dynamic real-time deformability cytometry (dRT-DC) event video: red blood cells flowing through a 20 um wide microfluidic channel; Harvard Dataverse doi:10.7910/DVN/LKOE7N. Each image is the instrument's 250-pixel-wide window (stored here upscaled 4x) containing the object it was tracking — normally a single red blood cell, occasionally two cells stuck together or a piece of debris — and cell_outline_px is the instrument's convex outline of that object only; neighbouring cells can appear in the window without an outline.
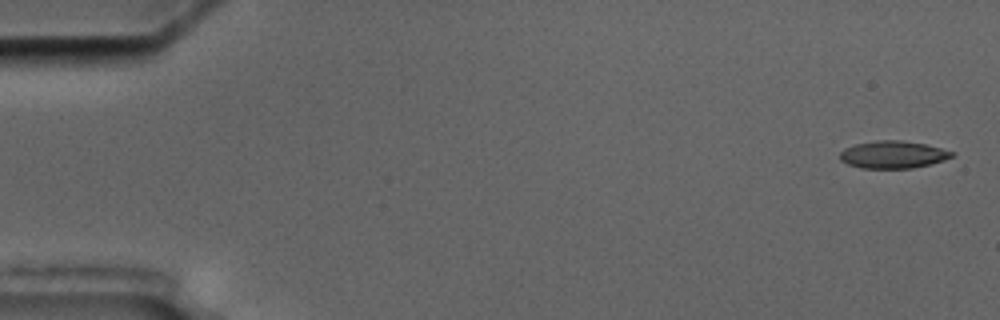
{"species": "common noctule bat (a hibernating species)", "species_latin": "Nyctalus noctula", "temperature_condition": "cold", "stored_images_in_passage": 5, "camera_frame_rate_fps": 3000, "um_per_image_px": 0.085, "animal": {"sex": "male", "body_mass_g": 17.5, "forearm_length_mm": 52.3}, "frame": {"image": 1, "passage_image": 1, "time_ms": 0.0, "image_size_px": [1000, 320], "cell_outline_px": [[956, 152], [952, 156], [944, 160], [912, 168], [860, 168], [848, 164], [840, 160], [840, 152], [844, 148], [856, 144], [876, 140], [900, 140], [924, 144]], "centroid_in_image_um": [75.88, 13.14], "position_along_channel_um": 9.1, "area_um2": 17.74}}
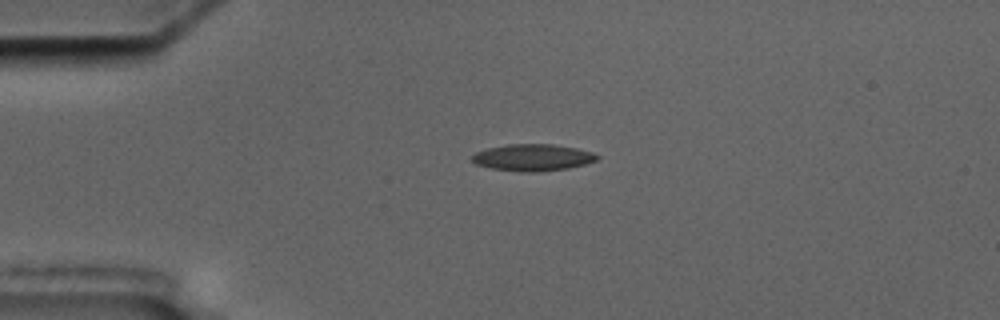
{"frame": {"image": 2, "passage_image": 4, "time_ms": 4.0, "image_size_px": [1000, 320], "cell_outline_px": [[600, 156], [596, 160], [584, 164], [568, 168], [536, 172], [520, 172], [492, 168], [476, 164], [472, 160], [472, 156], [476, 152], [488, 148], [508, 144], [552, 144], [576, 148], [592, 152]], "centroid_in_image_um": [45.28, 13.39], "position_along_channel_um": 39.7, "area_um2": 19.36}}